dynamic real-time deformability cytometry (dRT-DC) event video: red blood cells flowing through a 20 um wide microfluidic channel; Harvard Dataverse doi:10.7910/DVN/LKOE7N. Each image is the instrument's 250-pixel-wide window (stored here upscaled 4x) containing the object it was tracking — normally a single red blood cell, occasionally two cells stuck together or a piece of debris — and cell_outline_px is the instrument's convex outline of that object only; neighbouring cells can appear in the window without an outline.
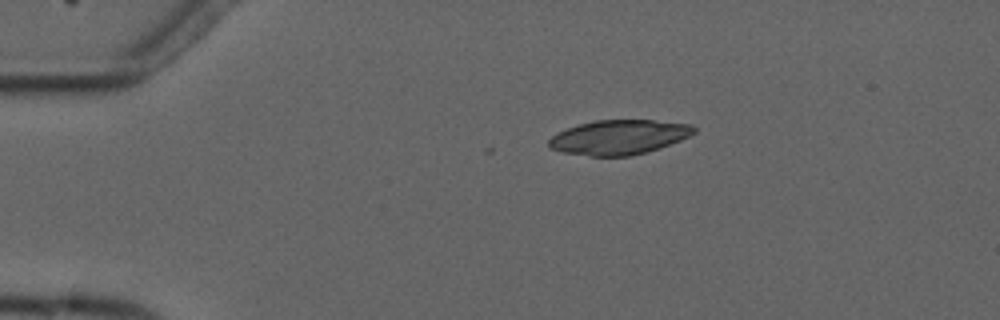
{"species": "common noctule bat (a hibernating species)", "species_latin": "Nyctalus noctula", "temperature_condition": "cold", "stored_images_in_passage": 3, "camera_frame_rate_fps": 3000, "um_per_image_px": 0.085, "animal": {"sex": "male", "forearm_length_mm": 52.5}, "frame": {"image": 1, "passage_image": 2, "time_ms": 1.0, "image_size_px": [1000, 320], "cell_outline_px": [[696, 132], [680, 140], [660, 148], [632, 156], [588, 156], [564, 152], [552, 148], [548, 144], [548, 140], [552, 136], [568, 128], [580, 124], [596, 120], [652, 120], [692, 124], [696, 128]], "centroid_in_image_um": [52.64, 11.66], "position_along_channel_um": 32.4, "area_um2": 29.07}}